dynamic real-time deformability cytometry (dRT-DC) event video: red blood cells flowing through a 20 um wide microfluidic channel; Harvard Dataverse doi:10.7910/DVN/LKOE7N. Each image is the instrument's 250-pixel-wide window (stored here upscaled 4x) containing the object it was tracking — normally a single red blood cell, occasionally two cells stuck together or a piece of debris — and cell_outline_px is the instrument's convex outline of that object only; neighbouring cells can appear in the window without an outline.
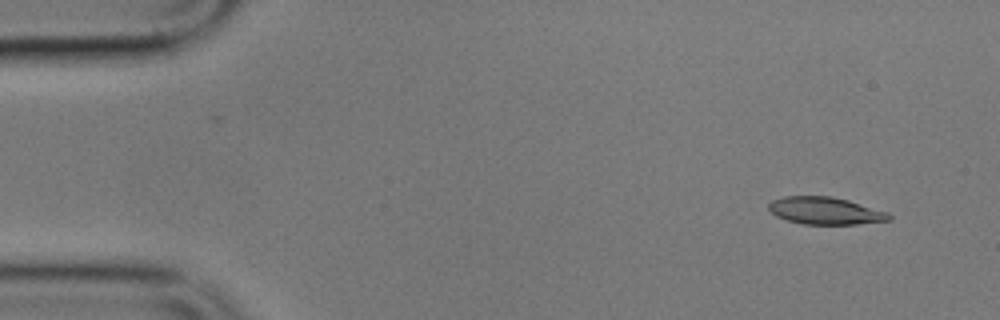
{"species": "common noctule bat (a hibernating species)", "species_latin": "Nyctalus noctula", "temperature_condition": "cold", "stored_images_in_passage": 6, "camera_frame_rate_fps": 3000, "um_per_image_px": 0.085, "animal": {"sex": "male", "body_mass_g": 17.9}, "frame": {"image": 1, "passage_image": 2, "time_ms": 1.0, "image_size_px": [1000, 320], "cell_outline_px": [[892, 220], [856, 224], [804, 224], [788, 220], [776, 216], [768, 208], [768, 204], [772, 200], [784, 196], [832, 196], [848, 200], [888, 212], [892, 216]], "centroid_in_image_um": [70.16, 17.91], "position_along_channel_um": 14.8, "area_um2": 19.13}}
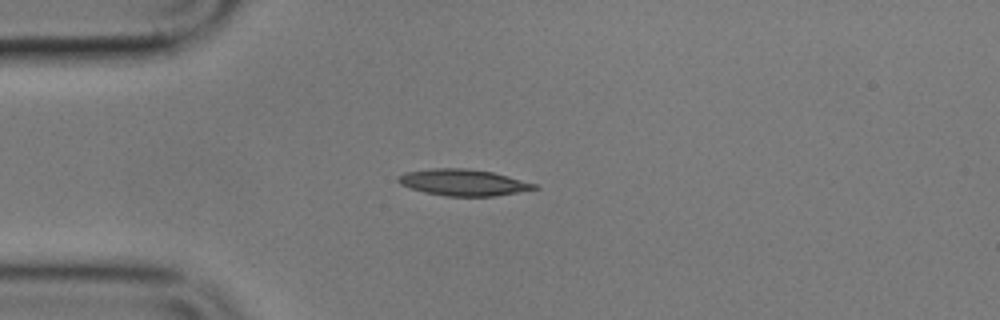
{"frame": {"image": 2, "passage_image": 5, "time_ms": 4.333, "image_size_px": [1000, 320], "cell_outline_px": [[540, 188], [496, 196], [444, 196], [424, 192], [400, 184], [396, 180], [396, 176], [404, 172], [432, 168], [464, 168], [492, 172], [508, 176], [536, 184]], "centroid_in_image_um": [39.34, 15.51], "position_along_channel_um": 45.7, "area_um2": 20.98}}